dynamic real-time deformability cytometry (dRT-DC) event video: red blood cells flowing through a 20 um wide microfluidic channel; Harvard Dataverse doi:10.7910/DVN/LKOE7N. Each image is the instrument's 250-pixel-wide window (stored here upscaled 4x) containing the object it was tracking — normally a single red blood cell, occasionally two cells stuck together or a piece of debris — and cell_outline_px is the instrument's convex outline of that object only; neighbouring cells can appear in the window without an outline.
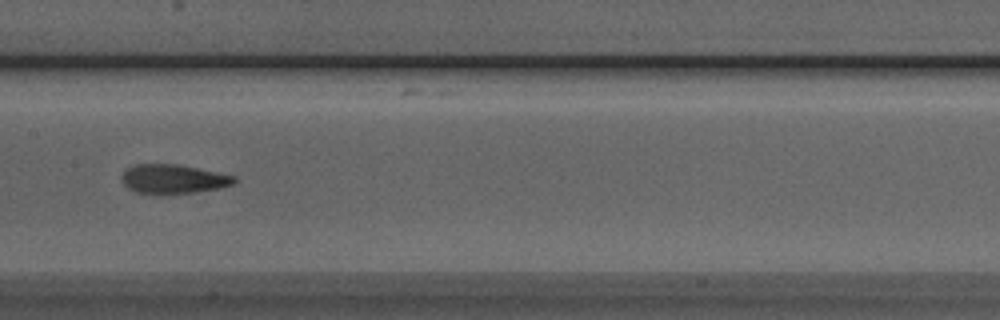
{"species": "Egyptian fruit bat (a non-hibernating species)", "species_latin": "Rousettus aegyptiacus", "temperature_condition": "room temperature", "stored_images_in_passage": 4, "camera_frame_rate_fps": 3000, "um_per_image_px": 0.085, "animal": {"sex": "male"}, "frame": {"image": 1, "passage_image": 4, "time_ms": 1.0, "image_size_px": [1000, 320], "cell_outline_px": [[236, 184], [220, 188], [192, 192], [160, 196], [136, 192], [128, 188], [120, 180], [120, 176], [128, 168], [136, 164], [176, 164], [236, 176]], "centroid_in_image_um": [14.7, 15.24], "position_along_channel_um": 192.7, "area_um2": 19.42}}